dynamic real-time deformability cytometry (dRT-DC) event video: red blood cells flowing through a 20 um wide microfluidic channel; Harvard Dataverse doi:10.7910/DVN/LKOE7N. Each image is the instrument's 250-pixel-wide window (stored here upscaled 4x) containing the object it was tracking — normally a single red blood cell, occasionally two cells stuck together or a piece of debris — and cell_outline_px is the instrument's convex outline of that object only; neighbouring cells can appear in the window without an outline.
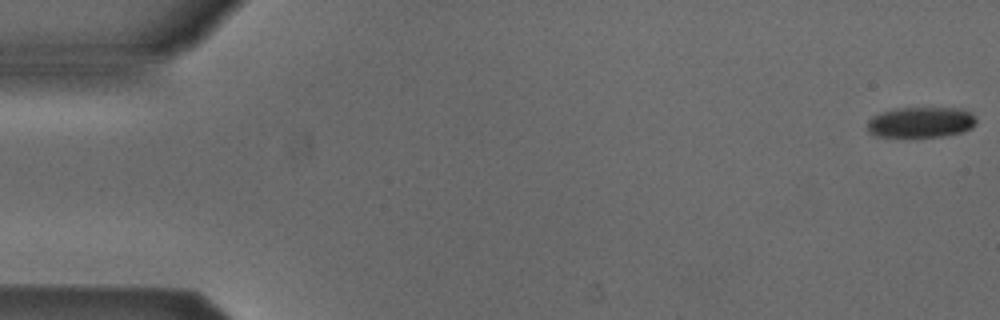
{"species": "Egyptian fruit bat (a non-hibernating species)", "species_latin": "Rousettus aegyptiacus", "temperature_condition": "cold", "stored_images_in_passage": 53, "camera_frame_rate_fps": 3000, "um_per_image_px": 0.085, "animal": {"sex": "male"}, "frame": {"image": 1, "passage_image": 1, "time_ms": 0.0, "image_size_px": [1000, 320], "cell_outline_px": [[976, 124], [972, 128], [960, 132], [944, 136], [876, 136], [868, 132], [868, 120], [872, 116], [880, 112], [896, 108], [956, 108], [972, 112], [976, 120]], "centroid_in_image_um": [78.27, 10.38], "position_along_channel_um": 6.7, "area_um2": 19.36}}
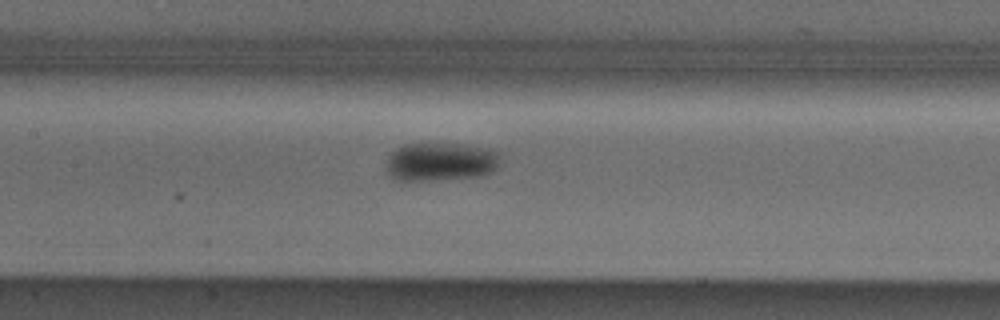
{"frame": {"image": 2, "passage_image": 25, "time_ms": 8.0, "image_size_px": [1000, 320], "cell_outline_px": [[500, 156], [496, 164], [488, 172], [480, 176], [432, 180], [396, 180], [384, 168], [384, 164], [388, 156], [396, 148], [404, 144], [468, 144], [488, 148], [496, 152]], "centroid_in_image_um": [37.37, 13.74], "position_along_channel_um": 170.0, "area_um2": 25.37}}
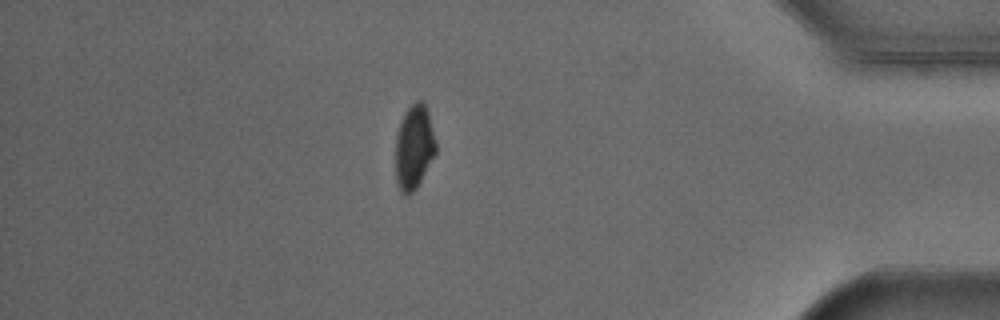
{"frame": {"image": 3, "passage_image": 46, "time_ms": 15.0, "image_size_px": [1000, 320], "cell_outline_px": [[436, 152], [416, 188], [408, 196], [404, 196], [400, 192], [396, 180], [396, 132], [404, 112], [416, 100], [424, 100], [428, 112], [436, 144]], "centroid_in_image_um": [35.17, 12.49], "position_along_channel_um": 400.0, "area_um2": 19.83}, "authors_computed_cell_mechanics": {"area_um2": 22.1374, "velocity_mm_per_s": 3.8772, "shape_relaxation_time_tau1_ms": 2.3266, "shape_relaxation_time_tau2_ms": null, "deformation_change_tau1": 0.0787, "deformation_change_tau2": null}}